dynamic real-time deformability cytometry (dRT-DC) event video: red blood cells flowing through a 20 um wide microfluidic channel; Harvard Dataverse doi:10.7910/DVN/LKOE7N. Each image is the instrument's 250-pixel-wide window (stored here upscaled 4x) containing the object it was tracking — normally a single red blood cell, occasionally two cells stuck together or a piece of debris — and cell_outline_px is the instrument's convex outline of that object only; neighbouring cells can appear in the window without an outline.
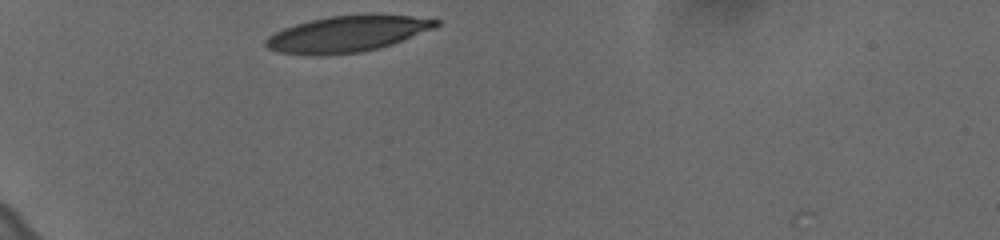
{"species": "human", "species_latin": "Homo sapiens", "temperature_condition": "cold", "stored_images_in_passage": 32, "camera_frame_rate_fps": 3000, "um_per_image_px": 0.085, "donor": {"sex": "female"}, "frame": {"image": 1, "passage_image": 1, "time_ms": 0.0, "image_size_px": [1000, 240], "cell_outline_px": [[440, 24], [436, 28], [392, 44], [380, 48], [360, 52], [328, 56], [316, 56], [280, 52], [268, 48], [264, 44], [264, 40], [268, 36], [284, 28], [308, 20], [328, 16], [372, 12], [408, 16], [440, 20]], "centroid_in_image_um": [29.54, 2.86], "position_along_channel_um": 55.5, "area_um2": 36.65}}
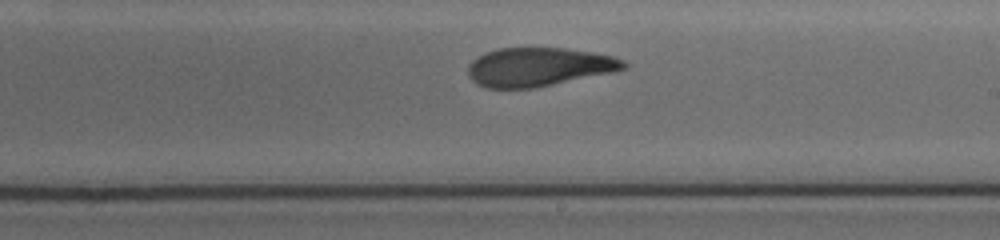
{"frame": {"image": 2, "passage_image": 19, "time_ms": 6.0, "image_size_px": [1000, 240], "cell_outline_px": [[628, 64], [624, 68], [608, 72], [552, 84], [532, 88], [488, 88], [476, 84], [468, 76], [468, 64], [472, 60], [484, 52], [500, 48], [564, 48], [612, 56], [624, 60]], "centroid_in_image_um": [45.69, 5.68], "position_along_channel_um": 243.3, "area_um2": 34.56}}
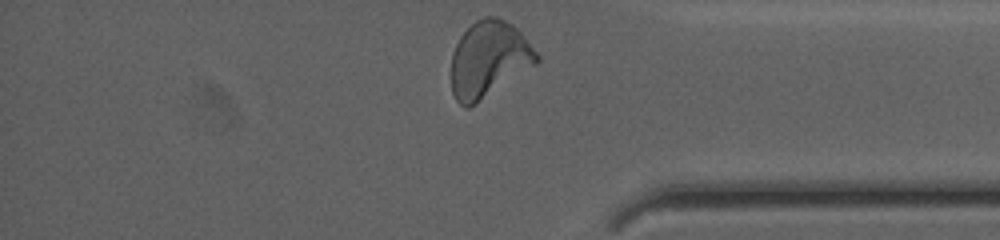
{"frame": {"image": 3, "passage_image": 32, "time_ms": 10.333, "image_size_px": [1000, 240], "cell_outline_px": [[540, 60], [536, 64], [468, 108], [464, 108], [456, 100], [452, 92], [452, 52], [460, 36], [476, 20], [484, 16], [496, 16], [512, 24], [524, 36], [540, 56]], "centroid_in_image_um": [41.54, 5.02], "position_along_channel_um": 393.7, "area_um2": 37.51}, "authors_computed_cell_mechanics": {"area_um2": 35.8938, "velocity_mm_per_s": 3.6164, "shape_relaxation_time_tau1_ms": null, "shape_relaxation_time_tau2_ms": 1.8629, "deformation_change_tau1": null, "deformation_change_tau2": 0.0932}}